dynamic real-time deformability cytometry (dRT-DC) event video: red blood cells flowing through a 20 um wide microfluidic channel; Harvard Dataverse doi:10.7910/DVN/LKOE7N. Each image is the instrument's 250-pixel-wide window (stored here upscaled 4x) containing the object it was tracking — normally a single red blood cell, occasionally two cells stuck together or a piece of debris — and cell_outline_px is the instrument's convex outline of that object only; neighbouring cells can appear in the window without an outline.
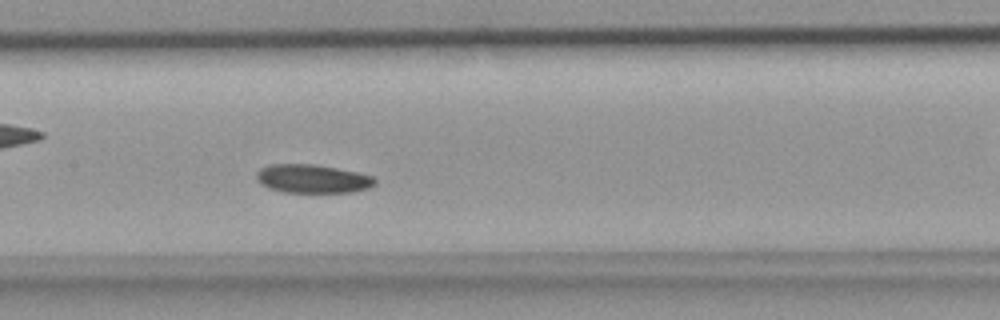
{"species": "common noctule bat (a hibernating species)", "species_latin": "Nyctalus noctula", "temperature_condition": "room temperature", "stored_images_in_passage": 31, "camera_frame_rate_fps": 3000, "um_per_image_px": 0.085, "animal": {"sex": "female", "body_mass_g": 18.4}, "frame": {"image": 1, "passage_image": 9, "time_ms": 2.667, "image_size_px": [1000, 320], "cell_outline_px": [[376, 184], [368, 188], [352, 192], [284, 192], [268, 188], [260, 184], [256, 180], [256, 172], [260, 168], [268, 164], [316, 164], [356, 172], [372, 176], [376, 180]], "centroid_in_image_um": [26.52, 15.19], "position_along_channel_um": 180.9, "area_um2": 19.83}}
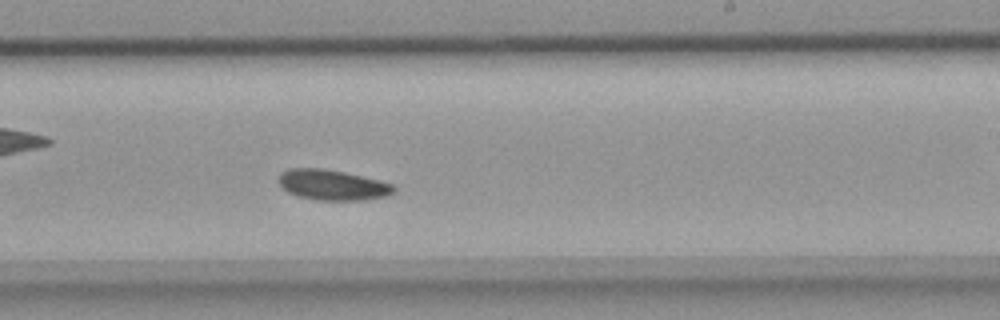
{"frame": {"image": 2, "passage_image": 14, "time_ms": 4.333, "image_size_px": [1000, 320], "cell_outline_px": [[396, 192], [388, 196], [360, 200], [316, 200], [296, 196], [288, 192], [280, 184], [280, 172], [288, 168], [324, 168], [344, 172], [380, 180], [392, 184], [396, 188]], "centroid_in_image_um": [28.28, 15.72], "position_along_channel_um": 260.7, "area_um2": 20.52}}
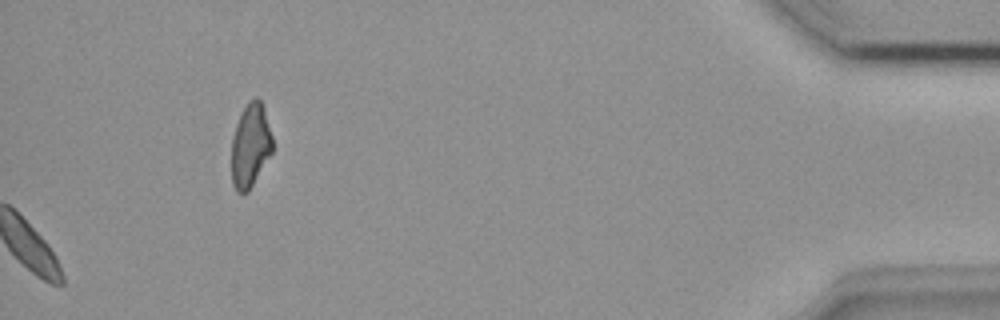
{"frame": {"image": 3, "passage_image": 31, "time_ms": 10.0, "image_size_px": [1000, 320], "cell_outline_px": [[272, 152], [248, 192], [236, 192], [232, 184], [232, 136], [240, 112], [248, 100], [256, 96], [260, 100], [264, 108], [272, 136]], "centroid_in_image_um": [21.27, 12.33], "position_along_channel_um": 413.9, "area_um2": 20.06}}